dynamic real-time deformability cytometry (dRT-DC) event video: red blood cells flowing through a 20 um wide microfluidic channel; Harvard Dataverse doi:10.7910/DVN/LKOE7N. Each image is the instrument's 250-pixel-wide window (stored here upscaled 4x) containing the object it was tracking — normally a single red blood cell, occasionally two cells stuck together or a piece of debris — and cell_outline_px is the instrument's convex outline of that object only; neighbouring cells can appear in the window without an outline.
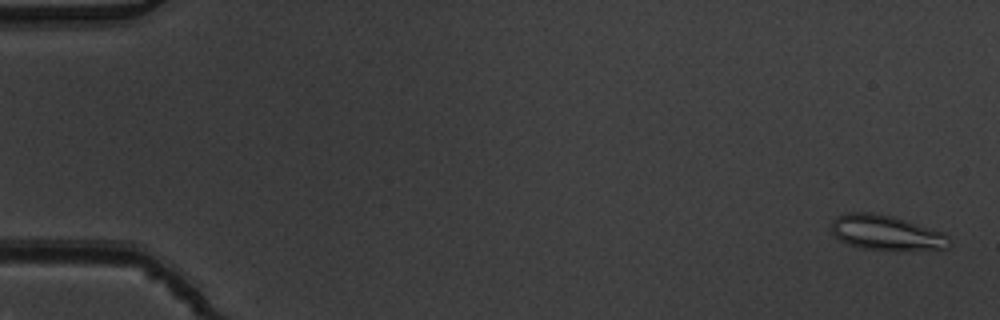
{"species": "common noctule bat (a hibernating species)", "species_latin": "Nyctalus noctula", "temperature_condition": "warm", "stored_images_in_passage": 53, "camera_frame_rate_fps": 3000, "um_per_image_px": 0.085, "animal": {"sex": "male", "body_mass_g": 19.5, "forearm_length_mm": 54.6}, "frame": {"image": 1, "passage_image": 2, "time_ms": 0.333, "image_size_px": [1000, 320], "cell_outline_px": [[948, 248], [860, 248], [848, 244], [840, 240], [832, 232], [832, 220], [836, 216], [848, 212], [872, 212], [892, 216], [944, 232], [948, 236]], "centroid_in_image_um": [75.26, 19.73], "position_along_channel_um": 9.7, "area_um2": 23.18}}
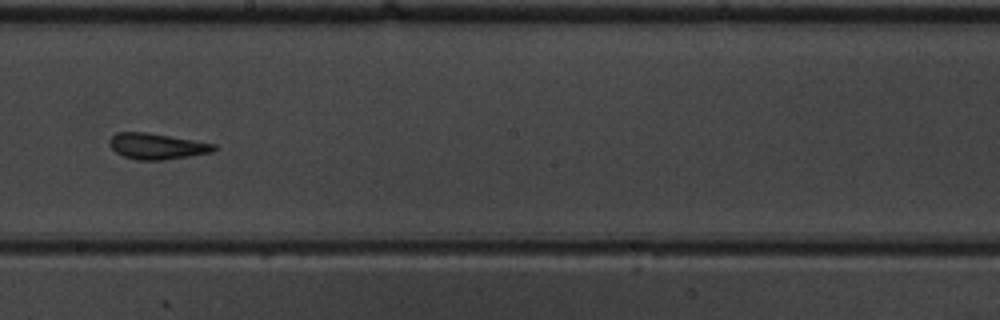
{"frame": {"image": 2, "passage_image": 31, "time_ms": 10.0, "image_size_px": [1000, 320], "cell_outline_px": [[216, 148], [212, 152], [164, 160], [136, 160], [124, 156], [116, 152], [108, 144], [108, 140], [116, 132], [144, 132], [216, 144]], "centroid_in_image_um": [13.29, 12.43], "position_along_channel_um": 234.9, "area_um2": 15.61}}
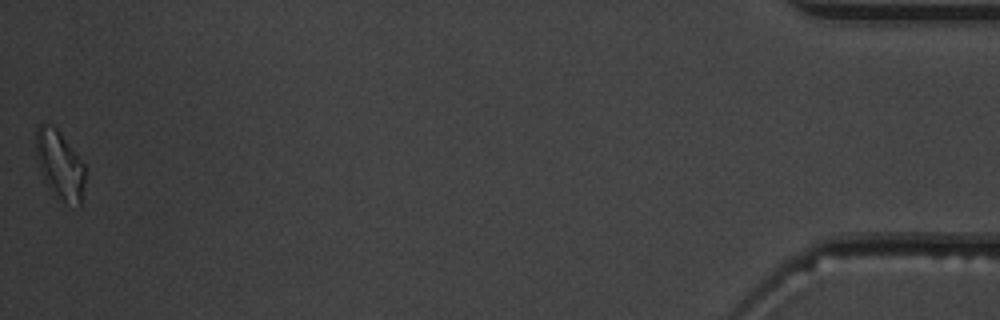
{"frame": {"image": 3, "passage_image": 53, "time_ms": 17.333, "image_size_px": [1000, 320], "cell_outline_px": [[84, 184], [80, 208], [52, 196], [44, 180], [36, 156], [36, 124], [44, 124], [56, 128], [60, 132], [84, 164]], "centroid_in_image_um": [5.07, 14.06], "position_along_channel_um": 430.1, "area_um2": 19.59}, "authors_computed_cell_mechanics": {"area_um2": 16.5886, "velocity_mm_per_s": 3.8826, "shape_relaxation_time_tau1_ms": null, "shape_relaxation_time_tau2_ms": 1.8822, "deformation_change_tau1": null, "deformation_change_tau2": 0.1093}}